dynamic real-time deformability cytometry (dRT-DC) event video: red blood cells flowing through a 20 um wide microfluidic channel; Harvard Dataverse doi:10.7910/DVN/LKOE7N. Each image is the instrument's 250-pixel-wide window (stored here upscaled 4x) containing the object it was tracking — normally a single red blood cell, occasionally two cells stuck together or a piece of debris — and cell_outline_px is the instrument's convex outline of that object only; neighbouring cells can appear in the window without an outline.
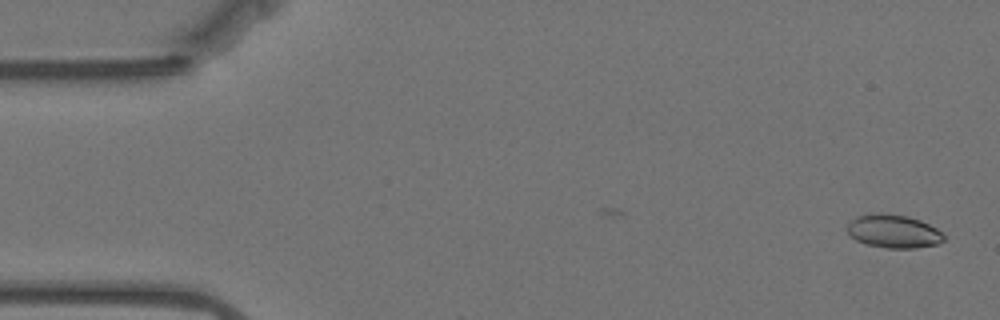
{"species": "Egyptian fruit bat (a non-hibernating species)", "species_latin": "Rousettus aegyptiacus", "temperature_condition": "warm", "stored_images_in_passage": 4, "camera_frame_rate_fps": 3000, "um_per_image_px": 0.085, "animal": {"sex": "female"}, "frame": {"image": 1, "passage_image": 1, "time_ms": 0.0, "image_size_px": [1000, 320], "cell_outline_px": [[944, 240], [940, 244], [916, 248], [888, 248], [868, 244], [856, 240], [848, 232], [848, 220], [856, 216], [908, 216], [920, 220], [936, 228], [944, 236]], "centroid_in_image_um": [75.99, 19.71], "position_along_channel_um": 9.0, "area_um2": 18.03}}